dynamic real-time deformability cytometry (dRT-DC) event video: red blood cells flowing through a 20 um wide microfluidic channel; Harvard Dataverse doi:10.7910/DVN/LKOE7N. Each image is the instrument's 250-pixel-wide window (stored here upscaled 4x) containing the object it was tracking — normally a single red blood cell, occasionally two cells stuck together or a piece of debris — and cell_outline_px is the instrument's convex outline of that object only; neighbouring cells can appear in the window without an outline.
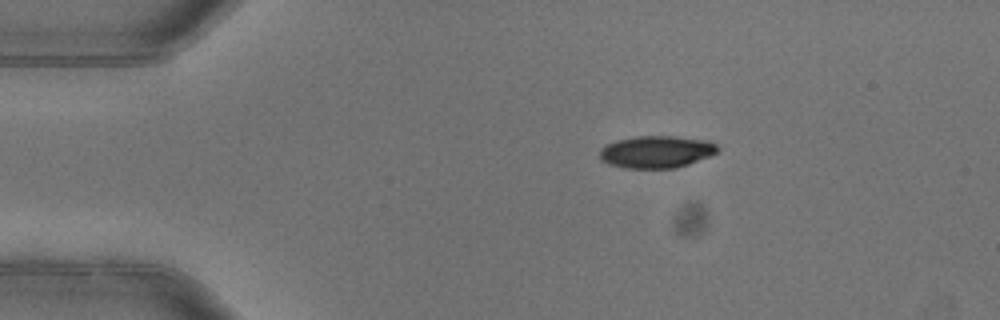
{"species": "common noctule bat (a hibernating species)", "species_latin": "Nyctalus noctula", "temperature_condition": "warm", "stored_images_in_passage": 5, "camera_frame_rate_fps": 3000, "um_per_image_px": 0.085, "animal": {"sex": "female"}, "frame": {"image": 1, "passage_image": 1, "time_ms": 0.0, "image_size_px": [1000, 320], "cell_outline_px": [[720, 148], [716, 152], [708, 156], [688, 164], [676, 168], [624, 168], [608, 164], [600, 160], [600, 148], [616, 140], [636, 136], [672, 136], [708, 140], [716, 144]], "centroid_in_image_um": [55.77, 12.9], "position_along_channel_um": 29.2, "area_um2": 22.14}}
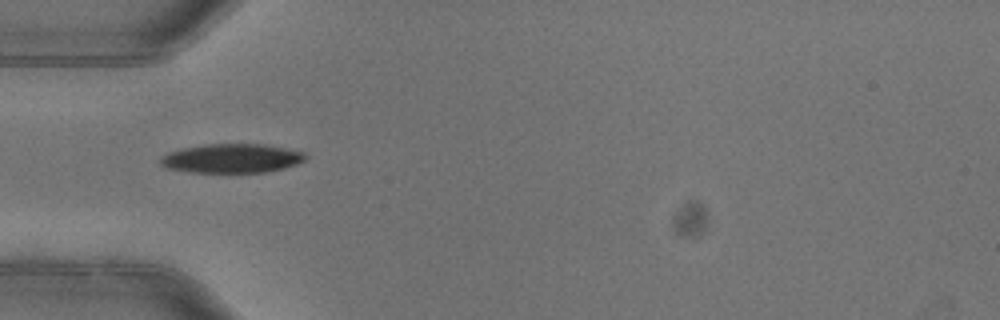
{"frame": {"image": 2, "passage_image": 3, "time_ms": 0.667, "image_size_px": [1000, 320], "cell_outline_px": [[308, 156], [304, 160], [296, 164], [284, 168], [264, 172], [188, 172], [164, 168], [160, 164], [160, 156], [168, 152], [184, 148], [208, 144], [264, 144], [304, 152]], "centroid_in_image_um": [19.66, 13.46], "position_along_channel_um": 65.3, "area_um2": 24.57}}